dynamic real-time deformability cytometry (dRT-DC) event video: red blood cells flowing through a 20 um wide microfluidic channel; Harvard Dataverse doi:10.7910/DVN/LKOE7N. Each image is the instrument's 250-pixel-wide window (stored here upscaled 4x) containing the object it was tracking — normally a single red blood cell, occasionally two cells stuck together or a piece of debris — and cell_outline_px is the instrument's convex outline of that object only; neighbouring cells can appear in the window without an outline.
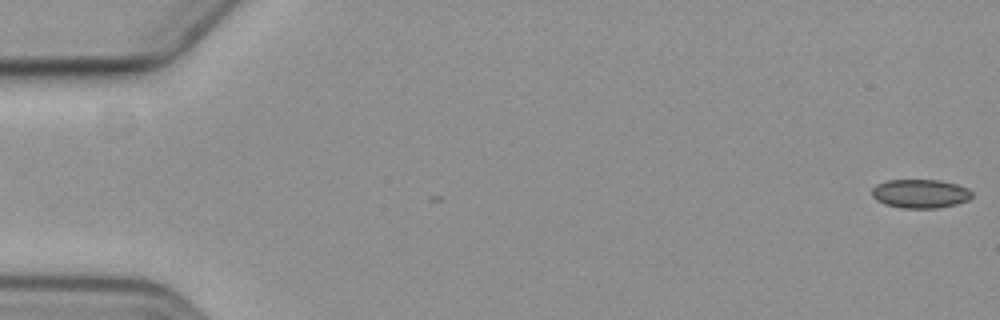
{"species": "common noctule bat (a hibernating species)", "species_latin": "Nyctalus noctula", "temperature_condition": "cold", "stored_images_in_passage": 5, "segment_of_instrument_passage": [2, 2], "camera_frame_rate_fps": 3000, "um_per_image_px": 0.085, "animal": {"sex": "female", "body_mass_g": 19.3, "forearm_length_mm": 54.1}, "frame": {"image": 1, "passage_image": 5, "time_ms": 5.667, "image_size_px": [1000, 320], "cell_outline_px": [[972, 196], [968, 200], [956, 204], [936, 208], [900, 208], [884, 204], [876, 200], [872, 196], [872, 188], [876, 184], [888, 180], [940, 180], [956, 184], [968, 188], [972, 192]], "centroid_in_image_um": [78.2, 16.46], "position_along_channel_um": 6.8, "area_um2": 16.88}}